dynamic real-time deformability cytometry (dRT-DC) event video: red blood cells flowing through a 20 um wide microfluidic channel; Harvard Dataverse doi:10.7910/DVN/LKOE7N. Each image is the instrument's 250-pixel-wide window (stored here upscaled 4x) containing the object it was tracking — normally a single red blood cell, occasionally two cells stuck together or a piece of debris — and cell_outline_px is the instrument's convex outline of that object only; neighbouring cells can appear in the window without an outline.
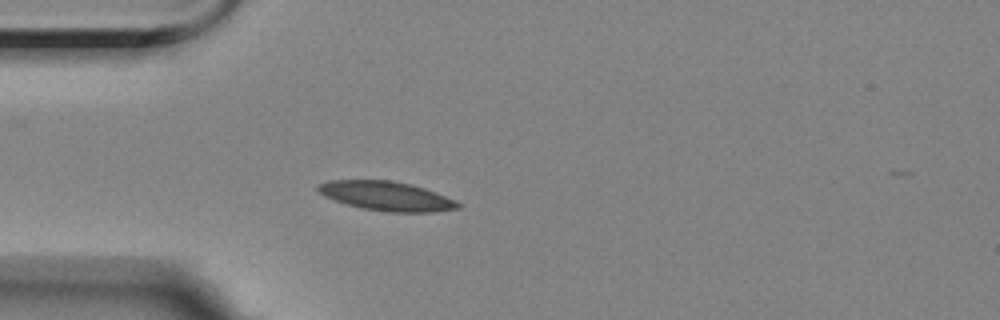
{"species": "Egyptian fruit bat (a non-hibernating species)", "species_latin": "Rousettus aegyptiacus", "temperature_condition": "room temperature", "stored_images_in_passage": 1, "camera_frame_rate_fps": 3000, "um_per_image_px": 0.085, "animal": {"sex": "female"}, "frame": {"image": 1, "passage_image": 1, "time_ms": 0.0, "image_size_px": [1000, 320], "cell_outline_px": [[464, 204], [460, 208], [432, 212], [388, 212], [360, 208], [324, 196], [316, 192], [316, 188], [320, 184], [328, 180], [388, 180], [408, 184], [424, 188], [436, 192], [456, 200]], "centroid_in_image_um": [32.87, 16.67], "position_along_channel_um": 52.1, "area_um2": 23.87}}